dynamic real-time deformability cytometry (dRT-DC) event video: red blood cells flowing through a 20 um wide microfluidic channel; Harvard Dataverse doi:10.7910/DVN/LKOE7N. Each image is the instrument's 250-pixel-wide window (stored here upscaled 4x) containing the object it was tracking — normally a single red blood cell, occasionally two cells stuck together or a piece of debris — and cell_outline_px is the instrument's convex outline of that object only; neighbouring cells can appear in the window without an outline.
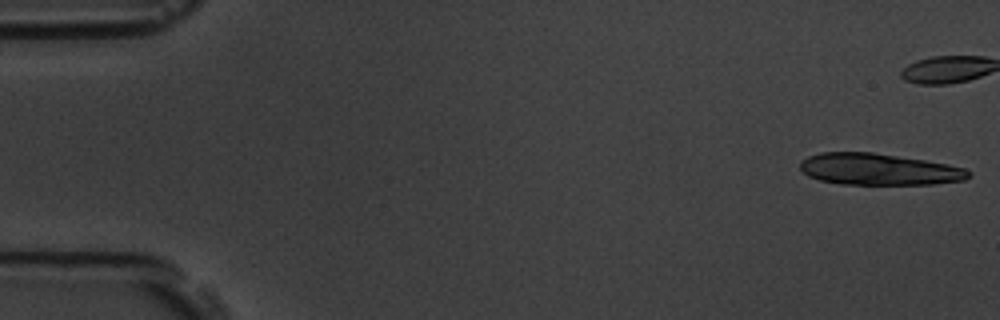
{"species": "common noctule bat (a hibernating species)", "species_latin": "Nyctalus noctula", "temperature_condition": "room temperature", "stored_images_in_passage": 10, "camera_frame_rate_fps": 3000, "um_per_image_px": 0.085, "animal": {"sex": "male", "body_mass_g": 19.5, "forearm_length_mm": 54.6}, "frame": {"image": 1, "passage_image": 1, "time_ms": 0.0, "image_size_px": [1000, 320], "cell_outline_px": [[972, 176], [964, 180], [932, 184], [840, 184], [820, 180], [808, 176], [800, 168], [800, 160], [808, 156], [820, 152], [872, 152], [924, 160], [948, 164], [964, 168], [972, 172]], "centroid_in_image_um": [74.69, 14.39], "position_along_channel_um": 10.3, "area_um2": 31.04}}